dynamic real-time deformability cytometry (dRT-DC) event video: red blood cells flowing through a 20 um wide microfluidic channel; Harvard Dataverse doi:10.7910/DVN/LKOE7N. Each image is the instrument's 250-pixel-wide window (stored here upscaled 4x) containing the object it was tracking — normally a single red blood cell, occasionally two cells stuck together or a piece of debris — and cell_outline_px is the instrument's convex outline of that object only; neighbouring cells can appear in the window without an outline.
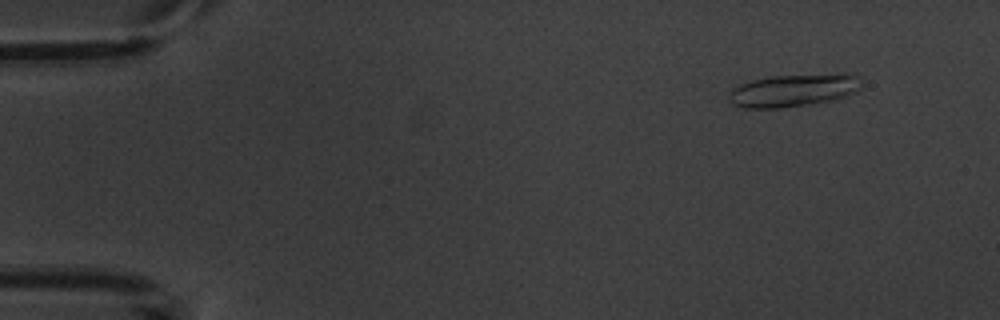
{"species": "common noctule bat (a hibernating species)", "species_latin": "Nyctalus noctula", "temperature_condition": "warm", "stored_images_in_passage": 5, "camera_frame_rate_fps": 3000, "um_per_image_px": 0.085, "animal": {"sex": "male", "body_mass_g": 20.1, "forearm_length_mm": 53.5}, "frame": {"image": 1, "passage_image": 1, "time_ms": 0.0, "image_size_px": [1000, 320], "cell_outline_px": [[860, 88], [856, 92], [836, 100], [816, 104], [780, 108], [744, 108], [732, 104], [728, 100], [728, 96], [732, 88], [752, 80], [772, 76], [844, 72], [852, 72], [856, 76]], "centroid_in_image_um": [67.48, 7.68], "position_along_channel_um": 17.5, "area_um2": 25.78}}